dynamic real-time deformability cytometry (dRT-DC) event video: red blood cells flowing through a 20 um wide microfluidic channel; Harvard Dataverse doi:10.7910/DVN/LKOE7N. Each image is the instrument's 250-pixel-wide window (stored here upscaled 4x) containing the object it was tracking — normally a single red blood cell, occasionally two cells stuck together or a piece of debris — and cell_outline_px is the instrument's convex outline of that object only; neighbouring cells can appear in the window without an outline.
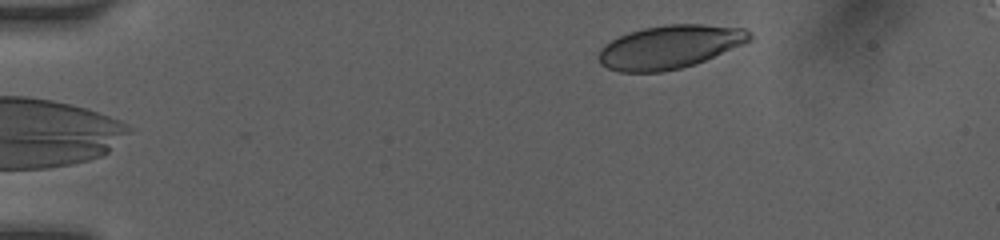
{"species": "human", "species_latin": "Homo sapiens", "temperature_condition": "room temperature", "stored_images_in_passage": 6, "camera_frame_rate_fps": 3000, "um_per_image_px": 0.085, "donor": {"sex": "female"}, "frame": {"image": 1, "passage_image": 6, "time_ms": 5.0, "image_size_px": [1000, 240], "cell_outline_px": [[752, 40], [744, 44], [704, 60], [680, 68], [660, 72], [620, 72], [608, 68], [600, 64], [596, 56], [600, 48], [604, 44], [628, 32], [644, 28], [664, 24], [704, 24], [744, 28], [752, 32]], "centroid_in_image_um": [56.91, 3.98], "position_along_channel_um": 28.1, "area_um2": 38.26}}